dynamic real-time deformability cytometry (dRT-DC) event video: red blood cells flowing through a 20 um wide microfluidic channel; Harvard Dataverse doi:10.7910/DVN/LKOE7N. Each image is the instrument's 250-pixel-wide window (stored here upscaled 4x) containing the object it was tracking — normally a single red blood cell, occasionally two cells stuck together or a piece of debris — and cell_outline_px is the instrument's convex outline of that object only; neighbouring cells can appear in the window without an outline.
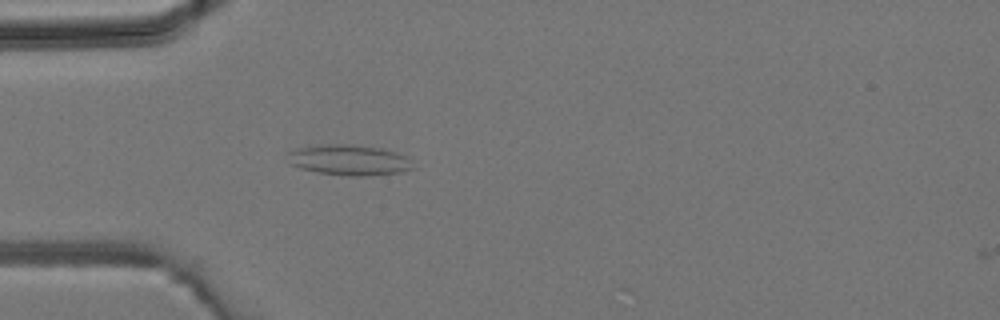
{"species": "common noctule bat (a hibernating species)", "species_latin": "Nyctalus noctula", "temperature_condition": "room temperature", "stored_images_in_passage": 5, "camera_frame_rate_fps": 3000, "um_per_image_px": 0.085, "animal": {"sex": "male", "body_mass_g": 19.2, "forearm_length_mm": 51.8}, "frame": {"image": 1, "passage_image": 4, "time_ms": 1.0, "image_size_px": [1000, 320], "cell_outline_px": [[412, 168], [400, 172], [368, 176], [348, 176], [320, 172], [300, 168], [288, 164], [288, 152], [296, 148], [328, 144], [344, 144], [380, 148], [396, 152], [404, 156]], "centroid_in_image_um": [29.59, 13.6], "position_along_channel_um": 55.4, "area_um2": 21.91}}